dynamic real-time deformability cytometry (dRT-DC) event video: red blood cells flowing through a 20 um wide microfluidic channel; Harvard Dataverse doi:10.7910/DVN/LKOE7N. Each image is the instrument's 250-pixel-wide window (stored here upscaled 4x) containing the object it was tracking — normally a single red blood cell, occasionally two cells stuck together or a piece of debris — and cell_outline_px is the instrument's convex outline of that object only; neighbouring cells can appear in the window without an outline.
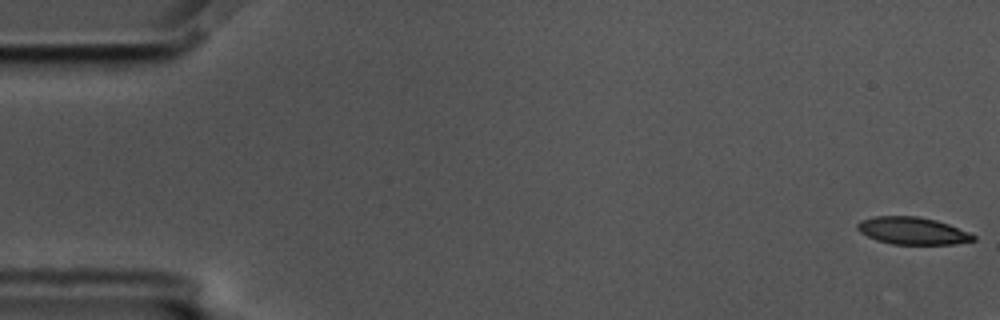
{"species": "common noctule bat (a hibernating species)", "species_latin": "Nyctalus noctula", "temperature_condition": "cold", "stored_images_in_passage": 13, "camera_frame_rate_fps": 3000, "um_per_image_px": 0.085, "animal": {"sex": "male", "body_mass_g": 17.5, "forearm_length_mm": 52.3}, "frame": {"image": 1, "passage_image": 1, "time_ms": 0.0, "image_size_px": [1000, 320], "cell_outline_px": [[976, 240], [956, 244], [892, 244], [876, 240], [860, 232], [856, 228], [856, 224], [860, 220], [872, 216], [916, 216], [936, 220], [948, 224], [968, 232], [976, 236]], "centroid_in_image_um": [77.54, 19.61], "position_along_channel_um": 7.5, "area_um2": 18.5}}